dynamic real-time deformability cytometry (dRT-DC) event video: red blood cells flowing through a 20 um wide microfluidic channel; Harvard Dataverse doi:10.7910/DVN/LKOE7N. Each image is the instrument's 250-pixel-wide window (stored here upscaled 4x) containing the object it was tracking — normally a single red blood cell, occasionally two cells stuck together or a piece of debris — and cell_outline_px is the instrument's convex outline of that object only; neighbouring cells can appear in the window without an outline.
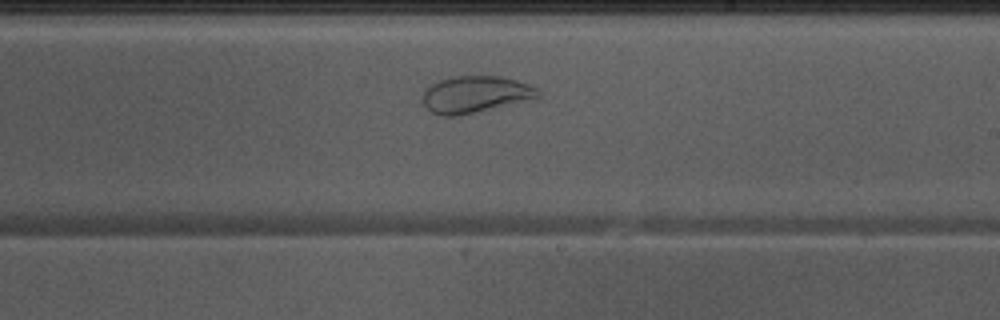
{"species": "Egyptian fruit bat (a non-hibernating species)", "species_latin": "Rousettus aegyptiacus", "temperature_condition": "warm", "stored_images_in_passage": 33, "camera_frame_rate_fps": 3000, "um_per_image_px": 0.085, "animal": {"sex": "male"}, "frame": {"image": 1, "passage_image": 19, "time_ms": 6.0, "image_size_px": [1000, 320], "cell_outline_px": [[540, 96], [456, 116], [444, 116], [432, 112], [424, 104], [424, 88], [448, 76], [500, 76], [516, 80], [528, 84], [536, 88], [540, 92]], "centroid_in_image_um": [40.35, 7.99], "position_along_channel_um": 248.7, "area_um2": 24.04}}
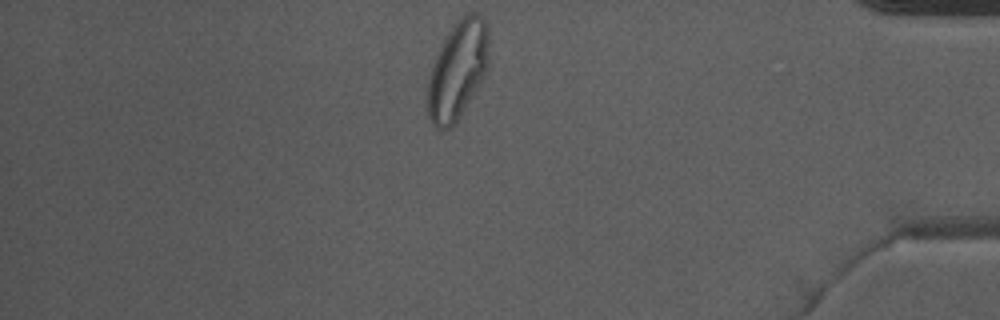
{"frame": {"image": 2, "passage_image": 33, "time_ms": 10.667, "image_size_px": [1000, 320], "cell_outline_px": [[488, 64], [484, 76], [480, 84], [456, 120], [448, 128], [436, 128], [432, 124], [428, 116], [428, 80], [436, 56], [444, 40], [452, 28], [464, 12], [476, 12], [484, 16], [488, 24]], "centroid_in_image_um": [38.93, 5.89], "position_along_channel_um": 396.3, "area_um2": 34.56}}